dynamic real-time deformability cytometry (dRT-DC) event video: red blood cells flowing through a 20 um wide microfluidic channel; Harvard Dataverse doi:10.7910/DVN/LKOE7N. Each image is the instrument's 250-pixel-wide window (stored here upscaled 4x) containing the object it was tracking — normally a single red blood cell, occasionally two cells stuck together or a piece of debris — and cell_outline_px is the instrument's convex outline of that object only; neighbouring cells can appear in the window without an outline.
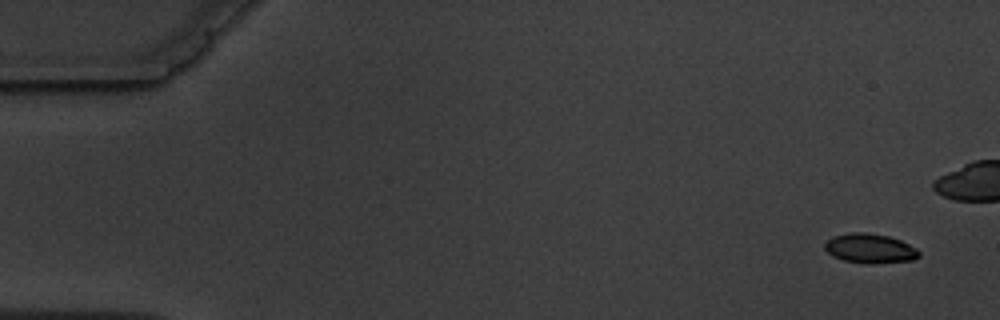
{"species": "common noctule bat (a hibernating species)", "species_latin": "Nyctalus noctula", "temperature_condition": "warm", "stored_images_in_passage": 6, "camera_frame_rate_fps": 3000, "um_per_image_px": 0.085, "animal": {"sex": "male", "body_mass_g": 19.5, "forearm_length_mm": 54.6}, "frame": {"image": 1, "passage_image": 1, "time_ms": 0.0, "image_size_px": [1000, 320], "cell_outline_px": [[920, 256], [912, 260], [868, 264], [844, 260], [832, 256], [824, 248], [824, 244], [832, 236], [848, 232], [864, 232], [888, 236], [900, 240], [916, 248], [920, 252]], "centroid_in_image_um": [73.93, 21.11], "position_along_channel_um": 11.1, "area_um2": 16.18}}